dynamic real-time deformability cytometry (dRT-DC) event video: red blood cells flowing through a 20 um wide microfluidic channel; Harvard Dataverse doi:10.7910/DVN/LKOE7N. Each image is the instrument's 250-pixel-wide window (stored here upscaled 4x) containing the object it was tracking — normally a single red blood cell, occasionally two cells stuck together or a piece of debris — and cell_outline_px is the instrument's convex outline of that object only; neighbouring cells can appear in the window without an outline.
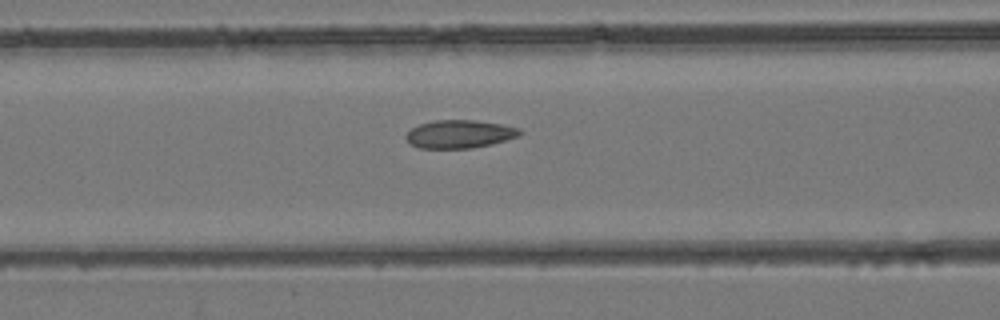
{"species": "common noctule bat (a hibernating species)", "species_latin": "Nyctalus noctula", "temperature_condition": "room temperature", "stored_images_in_passage": 41, "camera_frame_rate_fps": 3000, "um_per_image_px": 0.085, "animal": {"sex": "female", "body_mass_g": 24.6, "forearm_length_mm": 56.2}, "frame": {"image": 1, "passage_image": 15, "time_ms": 4.667, "image_size_px": [1000, 320], "cell_outline_px": [[524, 132], [516, 136], [492, 144], [472, 148], [420, 148], [412, 144], [404, 136], [412, 128], [420, 124], [432, 120], [476, 120], [500, 124], [520, 128]], "centroid_in_image_um": [39.06, 11.39], "position_along_channel_um": 127.5, "area_um2": 18.5}}
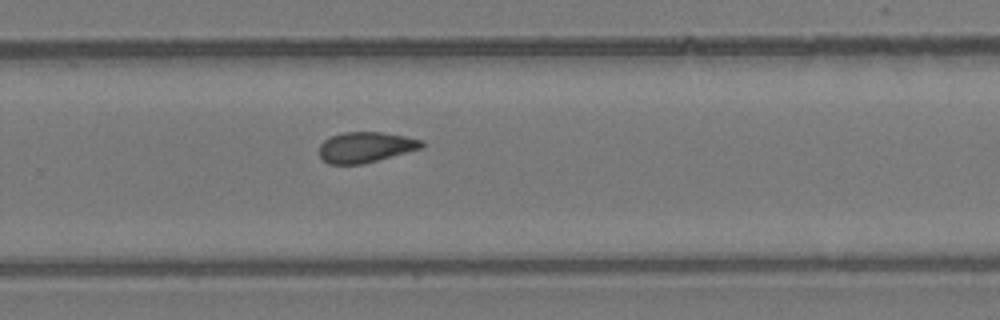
{"frame": {"image": 2, "passage_image": 26, "time_ms": 8.333, "image_size_px": [1000, 320], "cell_outline_px": [[424, 144], [420, 148], [376, 160], [360, 164], [328, 164], [320, 156], [320, 144], [324, 140], [332, 136], [344, 132], [384, 132], [424, 140]], "centroid_in_image_um": [31.05, 12.5], "position_along_channel_um": 298.7, "area_um2": 17.92}}
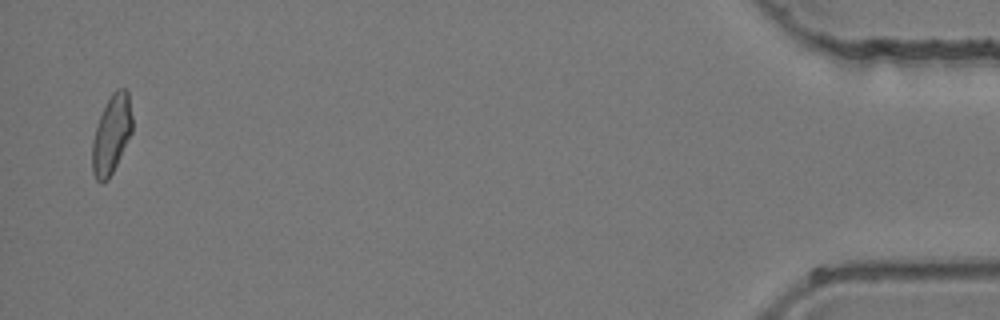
{"frame": {"image": 3, "passage_image": 40, "time_ms": 13.0, "image_size_px": [1000, 320], "cell_outline_px": [[132, 132], [108, 180], [100, 184], [96, 180], [92, 172], [92, 140], [96, 124], [112, 92], [116, 88], [128, 88], [132, 116]], "centroid_in_image_um": [9.47, 11.41], "position_along_channel_um": 425.7, "area_um2": 18.44}}